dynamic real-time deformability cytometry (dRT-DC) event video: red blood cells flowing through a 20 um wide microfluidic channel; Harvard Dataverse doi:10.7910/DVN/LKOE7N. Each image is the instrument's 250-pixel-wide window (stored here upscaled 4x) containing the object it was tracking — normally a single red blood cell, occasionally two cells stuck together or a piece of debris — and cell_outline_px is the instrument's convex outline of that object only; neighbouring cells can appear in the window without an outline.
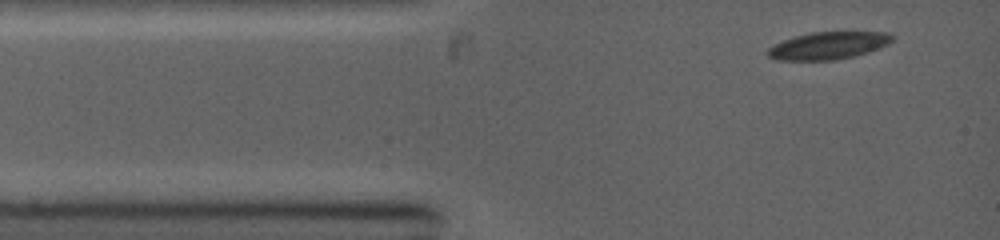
{"species": "common noctule bat (a hibernating species)", "species_latin": "Nyctalus noctula", "temperature_condition": "warm", "stored_images_in_passage": 15, "camera_frame_rate_fps": 5000, "um_per_image_px": 0.085, "animal": {"sex": "female", "body_mass_g": 19.0, "forearm_length_mm": 53.3}, "frame": {"image": 1, "passage_image": 1, "time_ms": 0.0, "image_size_px": [1000, 240], "cell_outline_px": [[892, 40], [888, 44], [868, 52], [836, 60], [776, 60], [768, 56], [764, 52], [772, 44], [796, 36], [812, 32], [888, 32], [892, 36]], "centroid_in_image_um": [70.34, 3.88], "position_along_channel_um": 14.7, "area_um2": 19.83}}
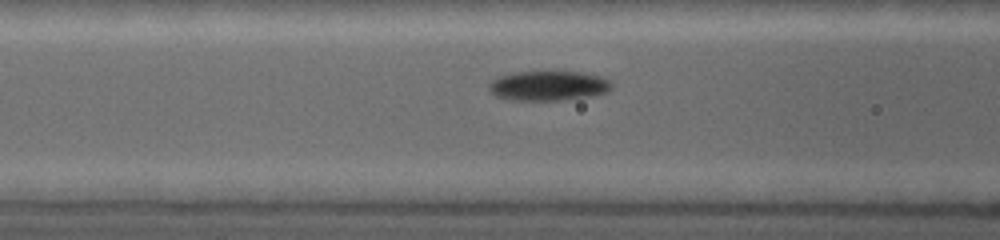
{"frame": {"image": 2, "passage_image": 7, "time_ms": 3.2, "image_size_px": [1000, 240], "cell_outline_px": [[612, 88], [608, 92], [592, 96], [564, 100], [508, 100], [496, 96], [488, 88], [488, 84], [496, 76], [512, 72], [544, 68], [580, 72], [600, 76], [608, 80], [612, 84]], "centroid_in_image_um": [46.58, 7.24], "position_along_channel_um": 120.0, "area_um2": 22.43}}
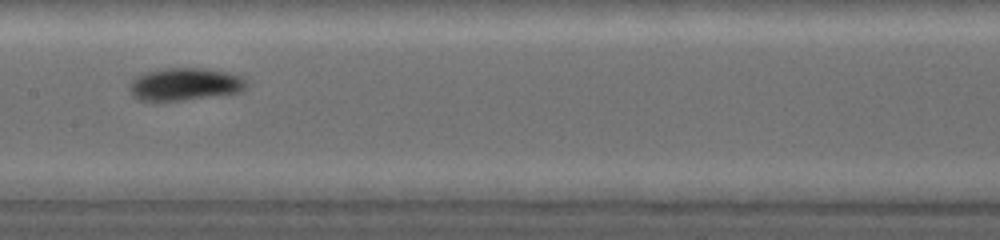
{"frame": {"image": 3, "passage_image": 10, "time_ms": 4.8, "image_size_px": [1000, 240], "cell_outline_px": [[248, 84], [240, 92], [184, 100], [136, 100], [132, 96], [128, 88], [128, 84], [136, 76], [148, 72], [168, 68], [204, 68], [228, 72], [240, 76]], "centroid_in_image_um": [15.68, 7.16], "position_along_channel_um": 191.7, "area_um2": 22.08}}